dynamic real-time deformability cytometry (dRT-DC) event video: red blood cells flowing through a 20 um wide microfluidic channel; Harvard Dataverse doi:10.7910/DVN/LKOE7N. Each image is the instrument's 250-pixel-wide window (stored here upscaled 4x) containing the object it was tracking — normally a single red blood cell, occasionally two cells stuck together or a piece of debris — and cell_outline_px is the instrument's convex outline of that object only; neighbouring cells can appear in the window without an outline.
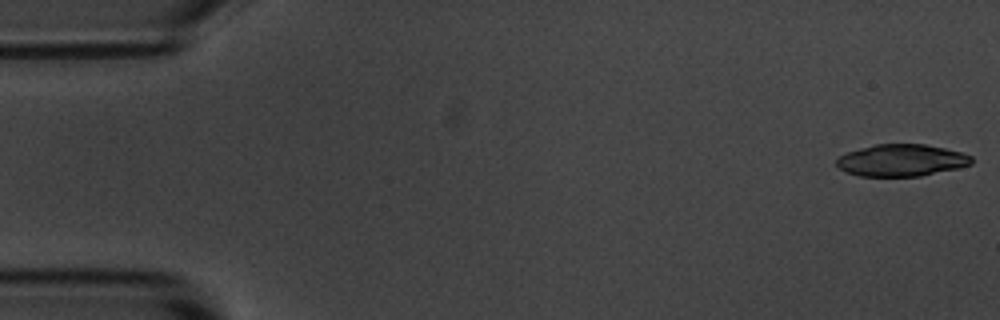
{"species": "common noctule bat (a hibernating species)", "species_latin": "Nyctalus noctula", "temperature_condition": "room temperature", "stored_images_in_passage": 55, "camera_frame_rate_fps": 3000, "um_per_image_px": 0.085, "animal": {"sex": "male", "body_mass_g": 20.1, "forearm_length_mm": 53.5}, "frame": {"image": 1, "passage_image": 1, "time_ms": 0.0, "image_size_px": [1000, 320], "cell_outline_px": [[972, 164], [956, 168], [920, 176], [860, 176], [848, 172], [840, 168], [836, 164], [836, 160], [840, 156], [848, 152], [860, 148], [876, 144], [924, 144], [944, 148], [960, 152], [972, 156]], "centroid_in_image_um": [76.62, 13.62], "position_along_channel_um": 8.4, "area_um2": 24.85}}
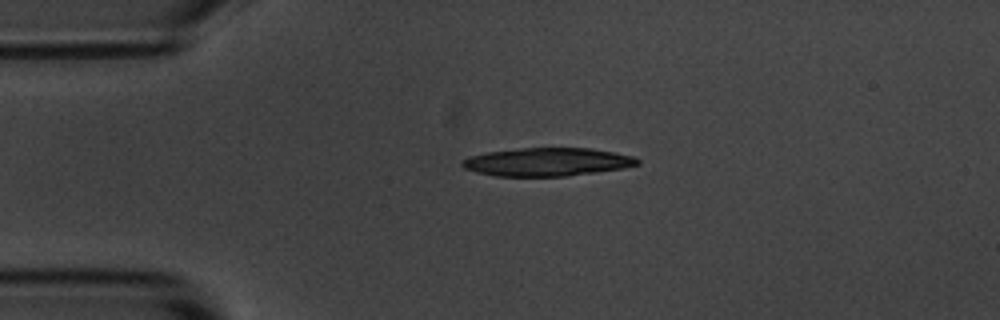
{"frame": {"image": 2, "passage_image": 12, "time_ms": 3.667, "image_size_px": [1000, 320], "cell_outline_px": [[640, 164], [624, 168], [568, 176], [496, 176], [476, 172], [464, 168], [460, 164], [460, 160], [472, 156], [488, 152], [520, 148], [592, 148], [636, 156], [640, 160]], "centroid_in_image_um": [46.55, 13.76], "position_along_channel_um": 38.5, "area_um2": 28.96}}